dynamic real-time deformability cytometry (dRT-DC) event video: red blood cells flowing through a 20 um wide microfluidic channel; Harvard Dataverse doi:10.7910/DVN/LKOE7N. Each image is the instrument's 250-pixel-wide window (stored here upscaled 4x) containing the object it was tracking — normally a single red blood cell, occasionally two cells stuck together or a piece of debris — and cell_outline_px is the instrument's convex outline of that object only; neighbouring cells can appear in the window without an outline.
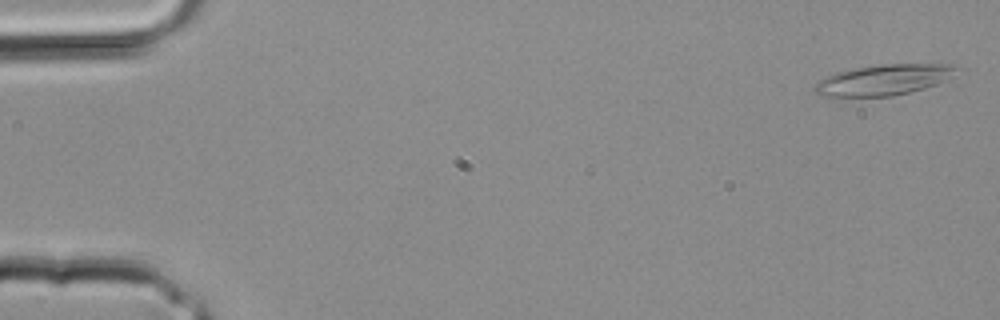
{"species": "common noctule bat (a hibernating species)", "species_latin": "Nyctalus noctula", "temperature_condition": "room temperature", "stored_images_in_passage": 15, "camera_frame_rate_fps": 3000, "um_per_image_px": 0.085, "animal": {"sex": "male", "body_mass_g": 20.4}, "frame": {"image": 1, "passage_image": 1, "time_ms": 0.0, "image_size_px": [1000, 320], "cell_outline_px": [[964, 68], [936, 84], [924, 88], [892, 96], [820, 96], [812, 88], [820, 80], [836, 72], [856, 68], [884, 64], [956, 64]], "centroid_in_image_um": [75.16, 6.77], "position_along_channel_um": 9.8, "area_um2": 25.14}}
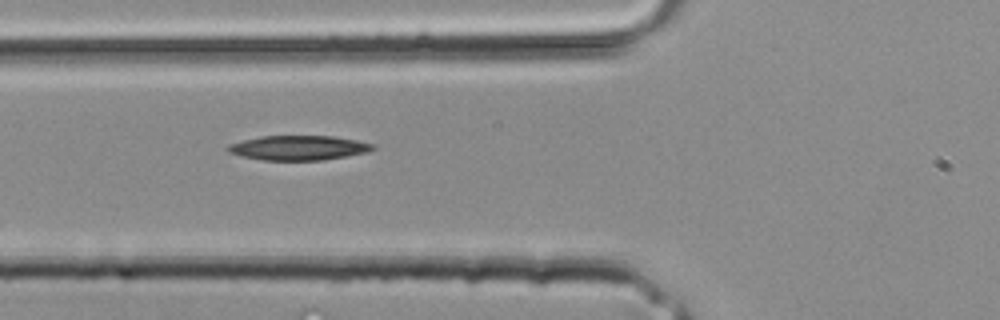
{"frame": {"image": 2, "passage_image": 13, "time_ms": 4.0, "image_size_px": [1000, 320], "cell_outline_px": [[376, 148], [368, 152], [324, 160], [260, 160], [228, 152], [224, 148], [228, 144], [260, 136], [332, 136], [356, 140], [372, 144]], "centroid_in_image_um": [25.35, 12.56], "position_along_channel_um": 100.4, "area_um2": 20.75}}
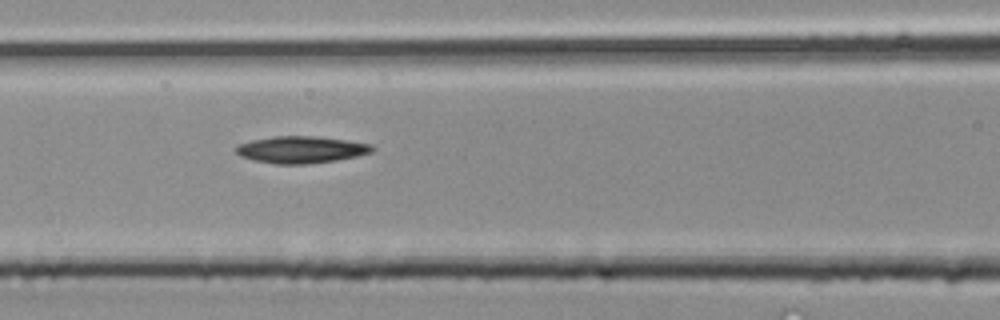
{"frame": {"image": 3, "passage_image": 15, "time_ms": 4.667, "image_size_px": [1000, 320], "cell_outline_px": [[376, 148], [372, 152], [356, 156], [336, 160], [304, 164], [276, 164], [256, 160], [240, 156], [232, 148], [236, 144], [252, 140], [276, 136], [316, 136], [372, 144]], "centroid_in_image_um": [25.56, 12.71], "position_along_channel_um": 141.0, "area_um2": 21.33}}